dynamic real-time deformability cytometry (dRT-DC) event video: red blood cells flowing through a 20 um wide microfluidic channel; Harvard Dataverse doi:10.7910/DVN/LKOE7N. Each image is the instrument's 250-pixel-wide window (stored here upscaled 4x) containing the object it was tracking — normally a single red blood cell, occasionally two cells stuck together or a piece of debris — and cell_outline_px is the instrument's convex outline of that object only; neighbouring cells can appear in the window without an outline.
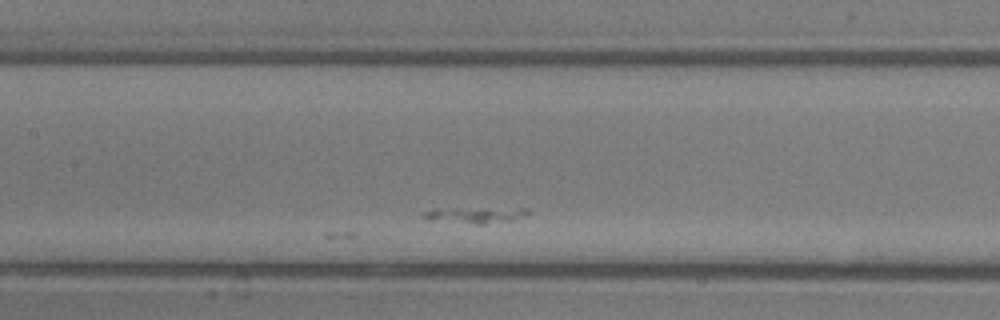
{"species": "common noctule bat (a hibernating species)", "species_latin": "Nyctalus noctula", "temperature_condition": "room temperature", "stored_images_in_passage": 29, "camera_frame_rate_fps": 3000, "um_per_image_px": 0.085, "animal": {"sex": "male", "body_mass_g": 13.3}, "frame": {"image": 1, "passage_image": 11, "time_ms": 3.333, "image_size_px": [1000, 320], "cell_outline_px": [[532, 212], [528, 216], [512, 220], [484, 224], [476, 224], [432, 220], [420, 216], [424, 212], [432, 208], [528, 208]], "centroid_in_image_um": [40.45, 18.26], "position_along_channel_um": 166.9, "area_um2": 10.06}}
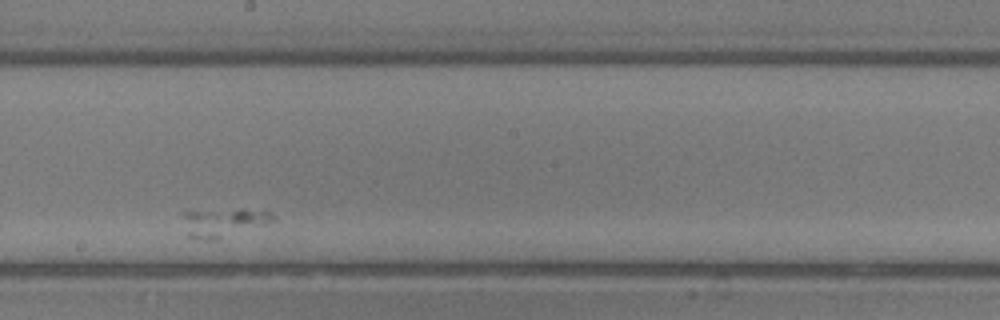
{"frame": {"image": 2, "passage_image": 16, "time_ms": 5.0, "image_size_px": [1000, 320], "cell_outline_px": [[276, 216], [272, 220], [264, 224], [216, 240], [208, 240], [188, 236], [184, 216], [184, 212], [240, 208], [244, 208], [272, 212]], "centroid_in_image_um": [19.04, 18.88], "position_along_channel_um": 229.2, "area_um2": 14.74}}